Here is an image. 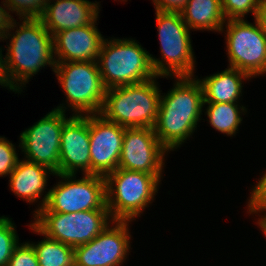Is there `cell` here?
Returning <instances> with one entry per match:
<instances>
[{"instance_id": "20", "label": "cell", "mask_w": 266, "mask_h": 266, "mask_svg": "<svg viewBox=\"0 0 266 266\" xmlns=\"http://www.w3.org/2000/svg\"><path fill=\"white\" fill-rule=\"evenodd\" d=\"M180 13L187 27L195 31L221 32L226 22L221 0H188Z\"/></svg>"}, {"instance_id": "1", "label": "cell", "mask_w": 266, "mask_h": 266, "mask_svg": "<svg viewBox=\"0 0 266 266\" xmlns=\"http://www.w3.org/2000/svg\"><path fill=\"white\" fill-rule=\"evenodd\" d=\"M12 20L2 41L9 39L5 56L6 72L13 87L21 93L29 79L40 69L55 67L53 36L40 19ZM17 24H19V29ZM16 31L12 32L11 30ZM13 33V34H12ZM24 85V86H23Z\"/></svg>"}, {"instance_id": "5", "label": "cell", "mask_w": 266, "mask_h": 266, "mask_svg": "<svg viewBox=\"0 0 266 266\" xmlns=\"http://www.w3.org/2000/svg\"><path fill=\"white\" fill-rule=\"evenodd\" d=\"M157 31L162 58L150 54L155 74L159 77H195V57L190 29L180 12L156 11Z\"/></svg>"}, {"instance_id": "27", "label": "cell", "mask_w": 266, "mask_h": 266, "mask_svg": "<svg viewBox=\"0 0 266 266\" xmlns=\"http://www.w3.org/2000/svg\"><path fill=\"white\" fill-rule=\"evenodd\" d=\"M7 266H39L36 251L30 242L19 243Z\"/></svg>"}, {"instance_id": "33", "label": "cell", "mask_w": 266, "mask_h": 266, "mask_svg": "<svg viewBox=\"0 0 266 266\" xmlns=\"http://www.w3.org/2000/svg\"><path fill=\"white\" fill-rule=\"evenodd\" d=\"M260 216L261 217L258 218L257 225L260 227V229L262 230L263 234L266 237V214H264V216L263 215Z\"/></svg>"}, {"instance_id": "15", "label": "cell", "mask_w": 266, "mask_h": 266, "mask_svg": "<svg viewBox=\"0 0 266 266\" xmlns=\"http://www.w3.org/2000/svg\"><path fill=\"white\" fill-rule=\"evenodd\" d=\"M91 174L89 115H70L60 143V174Z\"/></svg>"}, {"instance_id": "10", "label": "cell", "mask_w": 266, "mask_h": 266, "mask_svg": "<svg viewBox=\"0 0 266 266\" xmlns=\"http://www.w3.org/2000/svg\"><path fill=\"white\" fill-rule=\"evenodd\" d=\"M221 29L226 33L229 67L247 73L251 78L266 75V36L255 18L254 24L245 19H230Z\"/></svg>"}, {"instance_id": "21", "label": "cell", "mask_w": 266, "mask_h": 266, "mask_svg": "<svg viewBox=\"0 0 266 266\" xmlns=\"http://www.w3.org/2000/svg\"><path fill=\"white\" fill-rule=\"evenodd\" d=\"M205 104L208 105L205 114H207L210 125L218 132L230 137L234 136L243 120L242 113L244 115L247 108L238 103H203Z\"/></svg>"}, {"instance_id": "19", "label": "cell", "mask_w": 266, "mask_h": 266, "mask_svg": "<svg viewBox=\"0 0 266 266\" xmlns=\"http://www.w3.org/2000/svg\"><path fill=\"white\" fill-rule=\"evenodd\" d=\"M251 77L236 68L229 67L220 73L197 79L203 90L204 103H239L242 96V82Z\"/></svg>"}, {"instance_id": "31", "label": "cell", "mask_w": 266, "mask_h": 266, "mask_svg": "<svg viewBox=\"0 0 266 266\" xmlns=\"http://www.w3.org/2000/svg\"><path fill=\"white\" fill-rule=\"evenodd\" d=\"M2 47H0V85L3 87H6L9 89V91H13L15 93L19 92L13 87V85L11 84L7 72H6V64H5V58L2 54Z\"/></svg>"}, {"instance_id": "12", "label": "cell", "mask_w": 266, "mask_h": 266, "mask_svg": "<svg viewBox=\"0 0 266 266\" xmlns=\"http://www.w3.org/2000/svg\"><path fill=\"white\" fill-rule=\"evenodd\" d=\"M130 222L113 220V226H107L93 240L74 247L75 266L123 265L131 247Z\"/></svg>"}, {"instance_id": "14", "label": "cell", "mask_w": 266, "mask_h": 266, "mask_svg": "<svg viewBox=\"0 0 266 266\" xmlns=\"http://www.w3.org/2000/svg\"><path fill=\"white\" fill-rule=\"evenodd\" d=\"M125 127L89 115L91 174L106 176L118 168Z\"/></svg>"}, {"instance_id": "9", "label": "cell", "mask_w": 266, "mask_h": 266, "mask_svg": "<svg viewBox=\"0 0 266 266\" xmlns=\"http://www.w3.org/2000/svg\"><path fill=\"white\" fill-rule=\"evenodd\" d=\"M62 178L48 190L46 204L38 212L76 213L87 210L108 209L106 205L105 177L84 174L76 179V174H59Z\"/></svg>"}, {"instance_id": "3", "label": "cell", "mask_w": 266, "mask_h": 266, "mask_svg": "<svg viewBox=\"0 0 266 266\" xmlns=\"http://www.w3.org/2000/svg\"><path fill=\"white\" fill-rule=\"evenodd\" d=\"M156 78L106 89L99 114L125 128H154L161 97Z\"/></svg>"}, {"instance_id": "23", "label": "cell", "mask_w": 266, "mask_h": 266, "mask_svg": "<svg viewBox=\"0 0 266 266\" xmlns=\"http://www.w3.org/2000/svg\"><path fill=\"white\" fill-rule=\"evenodd\" d=\"M19 244V236L11 218L0 217V266H7L9 259Z\"/></svg>"}, {"instance_id": "13", "label": "cell", "mask_w": 266, "mask_h": 266, "mask_svg": "<svg viewBox=\"0 0 266 266\" xmlns=\"http://www.w3.org/2000/svg\"><path fill=\"white\" fill-rule=\"evenodd\" d=\"M168 152L154 128H125L118 168L152 174L161 181Z\"/></svg>"}, {"instance_id": "28", "label": "cell", "mask_w": 266, "mask_h": 266, "mask_svg": "<svg viewBox=\"0 0 266 266\" xmlns=\"http://www.w3.org/2000/svg\"><path fill=\"white\" fill-rule=\"evenodd\" d=\"M248 199L247 211L250 214L263 213L266 214V172L260 180L255 184Z\"/></svg>"}, {"instance_id": "32", "label": "cell", "mask_w": 266, "mask_h": 266, "mask_svg": "<svg viewBox=\"0 0 266 266\" xmlns=\"http://www.w3.org/2000/svg\"><path fill=\"white\" fill-rule=\"evenodd\" d=\"M256 19L258 20L260 26L262 27L263 33L266 36V0H262Z\"/></svg>"}, {"instance_id": "8", "label": "cell", "mask_w": 266, "mask_h": 266, "mask_svg": "<svg viewBox=\"0 0 266 266\" xmlns=\"http://www.w3.org/2000/svg\"><path fill=\"white\" fill-rule=\"evenodd\" d=\"M53 72L62 87L73 115L99 114L106 88L97 61L55 63Z\"/></svg>"}, {"instance_id": "22", "label": "cell", "mask_w": 266, "mask_h": 266, "mask_svg": "<svg viewBox=\"0 0 266 266\" xmlns=\"http://www.w3.org/2000/svg\"><path fill=\"white\" fill-rule=\"evenodd\" d=\"M38 243H32L39 266H75L74 248L46 237Z\"/></svg>"}, {"instance_id": "6", "label": "cell", "mask_w": 266, "mask_h": 266, "mask_svg": "<svg viewBox=\"0 0 266 266\" xmlns=\"http://www.w3.org/2000/svg\"><path fill=\"white\" fill-rule=\"evenodd\" d=\"M106 205L112 219L132 221L154 201L160 180L141 171L117 168L105 176Z\"/></svg>"}, {"instance_id": "30", "label": "cell", "mask_w": 266, "mask_h": 266, "mask_svg": "<svg viewBox=\"0 0 266 266\" xmlns=\"http://www.w3.org/2000/svg\"><path fill=\"white\" fill-rule=\"evenodd\" d=\"M3 6L0 5V36L2 37L4 33L9 29L12 20L14 19L8 12V8L4 0L1 2Z\"/></svg>"}, {"instance_id": "11", "label": "cell", "mask_w": 266, "mask_h": 266, "mask_svg": "<svg viewBox=\"0 0 266 266\" xmlns=\"http://www.w3.org/2000/svg\"><path fill=\"white\" fill-rule=\"evenodd\" d=\"M64 104L47 113L20 134L19 147L24 160L48 167L60 174L61 131L66 117Z\"/></svg>"}, {"instance_id": "24", "label": "cell", "mask_w": 266, "mask_h": 266, "mask_svg": "<svg viewBox=\"0 0 266 266\" xmlns=\"http://www.w3.org/2000/svg\"><path fill=\"white\" fill-rule=\"evenodd\" d=\"M49 0H4L8 11L22 19H40Z\"/></svg>"}, {"instance_id": "18", "label": "cell", "mask_w": 266, "mask_h": 266, "mask_svg": "<svg viewBox=\"0 0 266 266\" xmlns=\"http://www.w3.org/2000/svg\"><path fill=\"white\" fill-rule=\"evenodd\" d=\"M49 174L55 175L56 173L46 166L19 159L9 176L10 190L28 203L38 202L40 197L44 195L43 193H46L33 215L45 206L48 199L49 192H44V190L47 187Z\"/></svg>"}, {"instance_id": "7", "label": "cell", "mask_w": 266, "mask_h": 266, "mask_svg": "<svg viewBox=\"0 0 266 266\" xmlns=\"http://www.w3.org/2000/svg\"><path fill=\"white\" fill-rule=\"evenodd\" d=\"M29 225L33 233L60 241L73 248L98 236L113 219L108 209L76 213L37 212Z\"/></svg>"}, {"instance_id": "17", "label": "cell", "mask_w": 266, "mask_h": 266, "mask_svg": "<svg viewBox=\"0 0 266 266\" xmlns=\"http://www.w3.org/2000/svg\"><path fill=\"white\" fill-rule=\"evenodd\" d=\"M99 7L97 1L94 3L89 0H49L40 20L53 36L61 30L93 23L99 17Z\"/></svg>"}, {"instance_id": "16", "label": "cell", "mask_w": 266, "mask_h": 266, "mask_svg": "<svg viewBox=\"0 0 266 266\" xmlns=\"http://www.w3.org/2000/svg\"><path fill=\"white\" fill-rule=\"evenodd\" d=\"M98 18L91 24L61 30L53 35L55 63L97 61L105 38L97 28Z\"/></svg>"}, {"instance_id": "26", "label": "cell", "mask_w": 266, "mask_h": 266, "mask_svg": "<svg viewBox=\"0 0 266 266\" xmlns=\"http://www.w3.org/2000/svg\"><path fill=\"white\" fill-rule=\"evenodd\" d=\"M16 147L7 138L0 136V177L10 176L19 160Z\"/></svg>"}, {"instance_id": "2", "label": "cell", "mask_w": 266, "mask_h": 266, "mask_svg": "<svg viewBox=\"0 0 266 266\" xmlns=\"http://www.w3.org/2000/svg\"><path fill=\"white\" fill-rule=\"evenodd\" d=\"M203 103L202 85L195 77H176L173 88L161 95L154 131L169 152L195 132Z\"/></svg>"}, {"instance_id": "25", "label": "cell", "mask_w": 266, "mask_h": 266, "mask_svg": "<svg viewBox=\"0 0 266 266\" xmlns=\"http://www.w3.org/2000/svg\"><path fill=\"white\" fill-rule=\"evenodd\" d=\"M262 0H221L222 11L226 20L243 19L248 13L257 17Z\"/></svg>"}, {"instance_id": "29", "label": "cell", "mask_w": 266, "mask_h": 266, "mask_svg": "<svg viewBox=\"0 0 266 266\" xmlns=\"http://www.w3.org/2000/svg\"><path fill=\"white\" fill-rule=\"evenodd\" d=\"M156 11L181 12L188 0H152Z\"/></svg>"}, {"instance_id": "4", "label": "cell", "mask_w": 266, "mask_h": 266, "mask_svg": "<svg viewBox=\"0 0 266 266\" xmlns=\"http://www.w3.org/2000/svg\"><path fill=\"white\" fill-rule=\"evenodd\" d=\"M136 40L105 38L98 55V67L106 89L137 84L158 77L150 53Z\"/></svg>"}]
</instances>
